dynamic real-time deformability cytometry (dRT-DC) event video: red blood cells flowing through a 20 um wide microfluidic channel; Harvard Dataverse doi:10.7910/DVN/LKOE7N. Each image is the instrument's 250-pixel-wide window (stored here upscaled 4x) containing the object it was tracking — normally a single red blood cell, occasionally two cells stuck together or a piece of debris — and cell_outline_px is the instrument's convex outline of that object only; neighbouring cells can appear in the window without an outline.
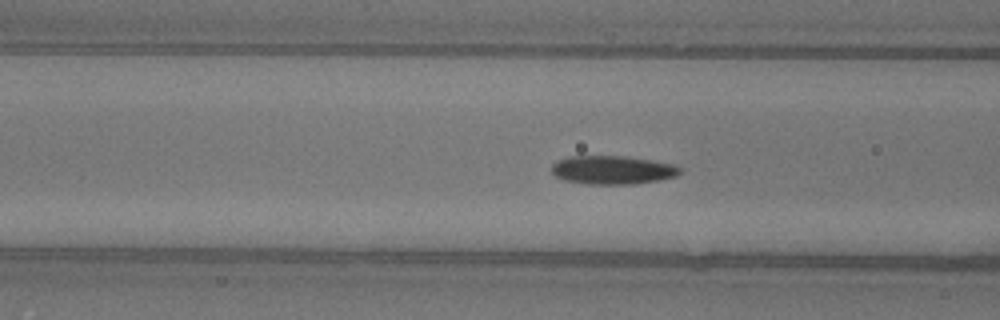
{"species": "common noctule bat (a hibernating species)", "species_latin": "Nyctalus noctula", "temperature_condition": "warm", "stored_images_in_passage": 41, "camera_frame_rate_fps": 3000, "um_per_image_px": 0.085, "animal": {"sex": "female"}, "frame": {"image": 1, "passage_image": 18, "time_ms": 5.667, "image_size_px": [1000, 320], "cell_outline_px": [[680, 172], [676, 176], [636, 184], [588, 184], [564, 180], [556, 176], [552, 172], [552, 164], [556, 160], [568, 156], [624, 156], [652, 160], [676, 164], [680, 168]], "centroid_in_image_um": [52.05, 14.44], "position_along_channel_um": 114.6, "area_um2": 21.39}, "authors_computed_cell_mechanics": {"area_um2": 21.0392, "velocity_mm_per_s": 4.016, "shape_relaxation_time_tau1_ms": 3.5464, "shape_relaxation_time_tau2_ms": 1.9806, "deformation_change_tau1": 0.1456, "deformation_change_tau2": 0.0719}}